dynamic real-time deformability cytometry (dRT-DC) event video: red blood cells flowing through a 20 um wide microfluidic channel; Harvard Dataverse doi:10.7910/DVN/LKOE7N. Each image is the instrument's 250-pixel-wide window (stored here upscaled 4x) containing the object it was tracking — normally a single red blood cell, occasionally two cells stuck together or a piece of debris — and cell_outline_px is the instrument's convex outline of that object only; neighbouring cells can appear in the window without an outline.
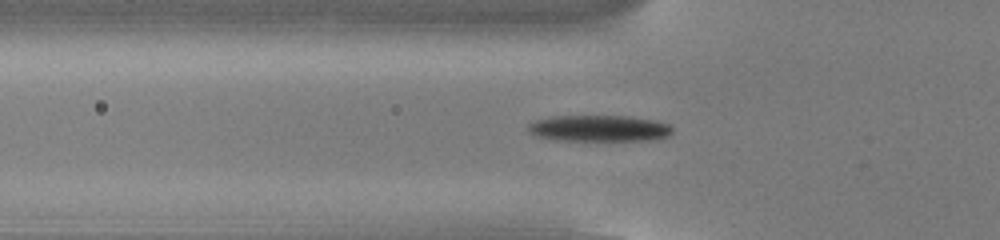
{"species": "common noctule bat (a hibernating species)", "species_latin": "Nyctalus noctula", "temperature_condition": "cold", "stored_images_in_passage": 54, "camera_frame_rate_fps": 3000, "um_per_image_px": 0.085, "animal": {"sex": "male", "body_mass_g": 13.0, "forearm_length_mm": 53.1}, "frame": {"image": 1, "passage_image": 19, "time_ms": 6.0, "image_size_px": [1000, 240], "cell_outline_px": [[672, 132], [668, 136], [656, 140], [552, 140], [532, 136], [528, 132], [528, 124], [536, 120], [552, 116], [632, 116], [656, 120], [668, 124], [672, 128]], "centroid_in_image_um": [50.9, 10.91], "position_along_channel_um": 74.9, "area_um2": 22.43}}
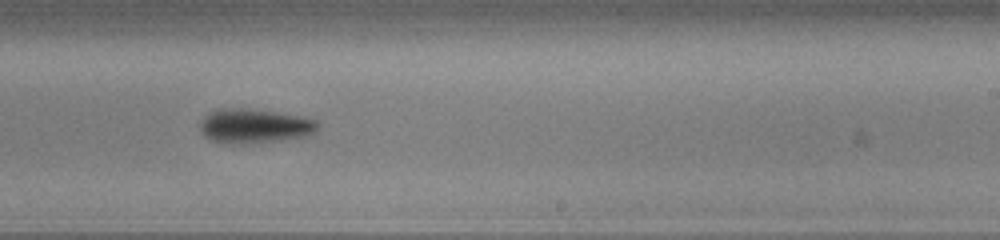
{"frame": {"image": 2, "passage_image": 34, "time_ms": 11.0, "image_size_px": [1000, 240], "cell_outline_px": [[320, 124], [316, 132], [308, 136], [256, 144], [224, 144], [212, 140], [204, 136], [200, 128], [200, 124], [204, 116], [208, 112], [220, 108], [248, 108], [276, 112], [316, 120]], "centroid_in_image_um": [21.62, 10.73], "position_along_channel_um": 267.4, "area_um2": 23.99}}
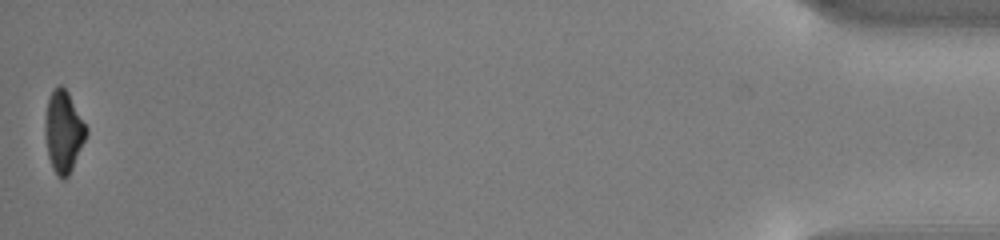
{"frame": {"image": 3, "passage_image": 54, "time_ms": 17.667, "image_size_px": [1000, 240], "cell_outline_px": [[88, 132], [72, 168], [68, 176], [64, 180], [60, 180], [52, 168], [48, 156], [44, 132], [44, 128], [48, 100], [52, 88], [60, 84], [68, 92], [88, 128]], "centroid_in_image_um": [5.39, 11.19], "position_along_channel_um": 429.8, "area_um2": 19.59}, "authors_computed_cell_mechanics": {"area_um2": 21.5594, "velocity_mm_per_s": 3.8411, "shape_relaxation_time_tau1_ms": 2.7818, "shape_relaxation_time_tau2_ms": null, "deformation_change_tau1": 0.1641, "deformation_change_tau2": null}}